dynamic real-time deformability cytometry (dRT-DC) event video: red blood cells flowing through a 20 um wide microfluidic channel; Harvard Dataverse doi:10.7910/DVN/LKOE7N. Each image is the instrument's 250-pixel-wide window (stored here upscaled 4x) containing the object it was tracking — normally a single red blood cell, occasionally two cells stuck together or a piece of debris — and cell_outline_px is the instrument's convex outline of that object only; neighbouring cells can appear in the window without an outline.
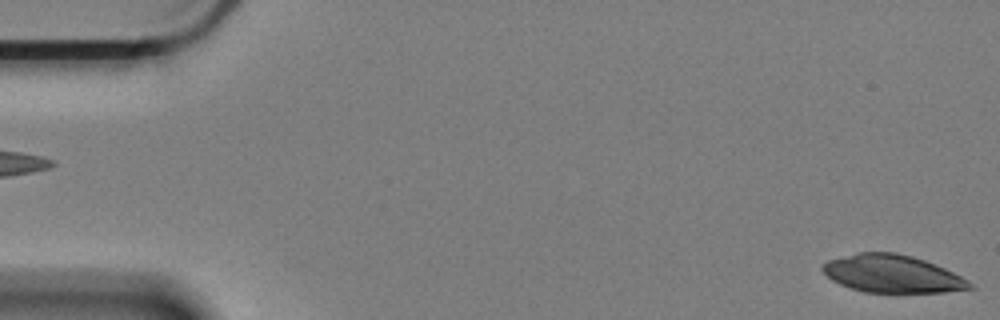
{"species": "Egyptian fruit bat (a non-hibernating species)", "species_latin": "Rousettus aegyptiacus", "temperature_condition": "cold", "stored_images_in_passage": 59, "camera_frame_rate_fps": 3000, "um_per_image_px": 0.085, "animal": {"sex": "female"}, "frame": {"image": 1, "passage_image": 1, "time_ms": 0.0, "image_size_px": [1000, 320], "cell_outline_px": [[976, 288], [944, 292], [864, 292], [840, 284], [832, 280], [820, 268], [828, 260], [860, 252], [896, 252], [912, 256], [924, 260], [944, 268], [968, 280]], "centroid_in_image_um": [75.85, 23.27], "position_along_channel_um": 9.1, "area_um2": 32.02}}
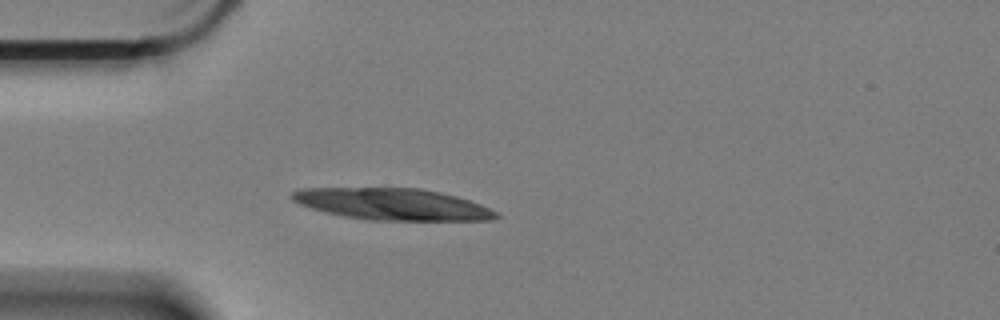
{"frame": {"image": 2, "passage_image": 16, "time_ms": 5.0, "image_size_px": [1000, 320], "cell_outline_px": [[500, 216], [492, 220], [364, 220], [324, 212], [300, 204], [292, 200], [288, 196], [292, 192], [300, 188], [420, 188], [440, 192], [456, 196], [480, 204], [496, 212]], "centroid_in_image_um": [33.31, 17.35], "position_along_channel_um": 51.7, "area_um2": 37.57}}